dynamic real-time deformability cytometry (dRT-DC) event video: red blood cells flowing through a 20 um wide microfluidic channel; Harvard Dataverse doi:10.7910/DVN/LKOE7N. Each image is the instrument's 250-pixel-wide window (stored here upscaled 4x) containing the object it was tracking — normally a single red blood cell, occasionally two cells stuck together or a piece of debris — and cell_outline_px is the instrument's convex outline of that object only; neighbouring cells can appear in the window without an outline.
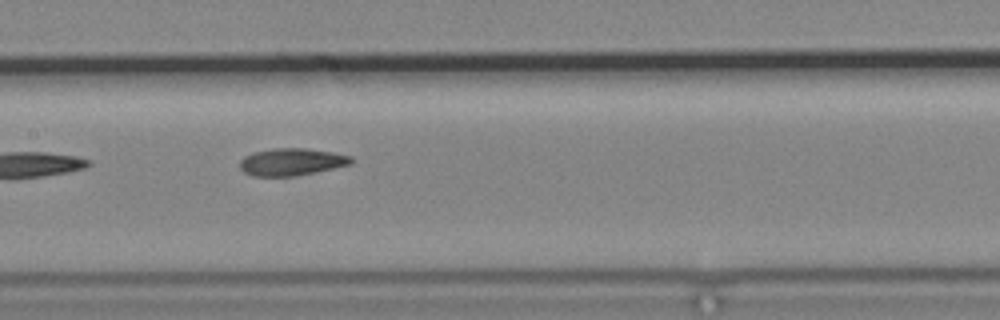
{"species": "common noctule bat (a hibernating species)", "species_latin": "Nyctalus noctula", "temperature_condition": "cold", "stored_images_in_passage": 8, "camera_frame_rate_fps": 3000, "um_per_image_px": 0.085, "animal": {"sex": "male", "body_mass_g": 19.2, "forearm_length_mm": 51.8}, "frame": {"image": 1, "passage_image": 7, "time_ms": 7.333, "image_size_px": [1000, 320], "cell_outline_px": [[352, 164], [296, 176], [252, 176], [244, 172], [240, 168], [240, 160], [244, 156], [252, 152], [272, 148], [304, 148], [332, 152], [352, 156]], "centroid_in_image_um": [24.76, 13.76], "position_along_channel_um": 182.6, "area_um2": 17.74}}